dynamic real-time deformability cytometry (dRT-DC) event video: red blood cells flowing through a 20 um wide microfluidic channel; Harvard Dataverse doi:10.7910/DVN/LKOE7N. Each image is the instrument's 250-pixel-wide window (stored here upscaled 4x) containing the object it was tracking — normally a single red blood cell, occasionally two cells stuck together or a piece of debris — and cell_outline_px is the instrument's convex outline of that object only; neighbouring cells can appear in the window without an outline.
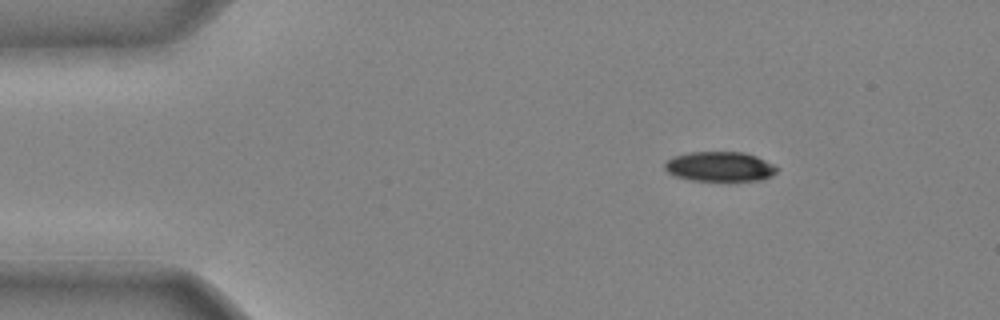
{"species": "common noctule bat (a hibernating species)", "species_latin": "Nyctalus noctula", "temperature_condition": "cold", "stored_images_in_passage": 37, "camera_frame_rate_fps": 3000, "um_per_image_px": 0.085, "animal": {"sex": "male", "body_mass_g": 20.4}, "frame": {"image": 1, "passage_image": 1, "time_ms": 0.0, "image_size_px": [1000, 320], "cell_outline_px": [[780, 168], [772, 176], [760, 180], [692, 180], [676, 176], [668, 172], [664, 168], [664, 164], [672, 156], [688, 152], [744, 152], [756, 156]], "centroid_in_image_um": [61.18, 14.15], "position_along_channel_um": 23.8, "area_um2": 19.36}}
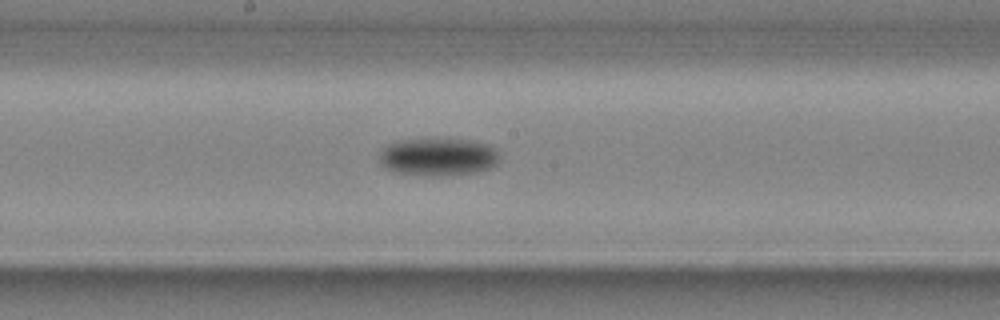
{"frame": {"image": 2, "passage_image": 18, "time_ms": 5.667, "image_size_px": [1000, 320], "cell_outline_px": [[500, 156], [496, 164], [492, 168], [472, 172], [396, 172], [384, 168], [380, 164], [380, 152], [388, 144], [396, 140], [428, 136], [444, 136], [472, 140], [488, 144], [496, 148]], "centroid_in_image_um": [37.25, 13.2], "position_along_channel_um": 211.0, "area_um2": 26.41}}
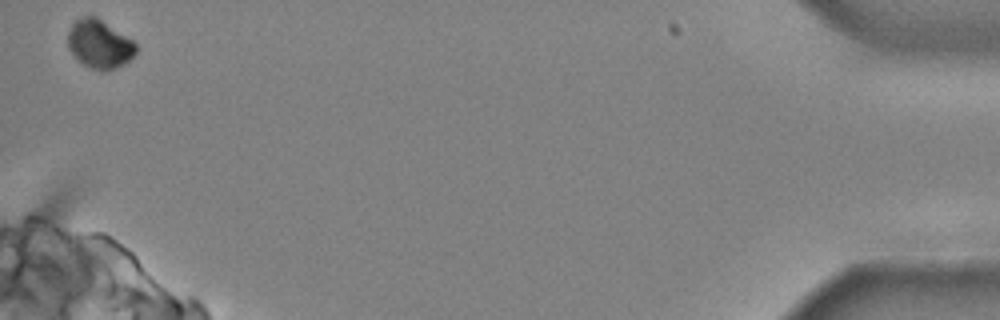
{"frame": {"image": 3, "passage_image": 37, "time_ms": 12.0, "image_size_px": [1000, 320], "cell_outline_px": [[136, 52], [124, 64], [116, 68], [104, 72], [88, 68], [68, 48], [68, 32], [72, 24], [76, 20], [84, 16], [96, 16], [132, 40], [136, 44]], "centroid_in_image_um": [8.45, 3.76], "position_along_channel_um": 426.8, "area_um2": 19.02}}